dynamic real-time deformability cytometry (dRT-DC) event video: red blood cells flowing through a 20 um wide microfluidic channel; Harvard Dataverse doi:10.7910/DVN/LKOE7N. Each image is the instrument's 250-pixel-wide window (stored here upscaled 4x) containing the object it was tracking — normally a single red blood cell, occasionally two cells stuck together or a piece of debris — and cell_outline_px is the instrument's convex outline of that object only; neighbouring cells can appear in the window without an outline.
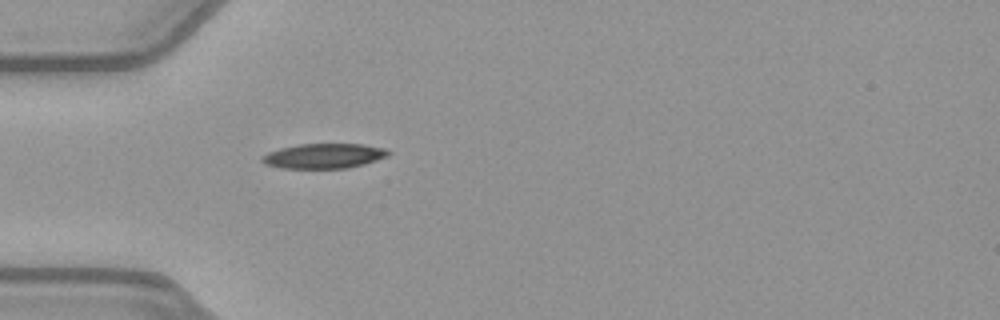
{"species": "common noctule bat (a hibernating species)", "species_latin": "Nyctalus noctula", "temperature_condition": "warm", "stored_images_in_passage": 32, "camera_frame_rate_fps": 3000, "um_per_image_px": 0.085, "animal": {"sex": "female", "body_mass_g": 21.9}, "frame": {"image": 1, "passage_image": 1, "time_ms": 0.0, "image_size_px": [1000, 320], "cell_outline_px": [[392, 152], [388, 156], [364, 164], [348, 168], [280, 168], [264, 164], [260, 160], [260, 156], [268, 152], [280, 148], [300, 144], [364, 144], [384, 148]], "centroid_in_image_um": [27.51, 13.25], "position_along_channel_um": 57.5, "area_um2": 18.44}}
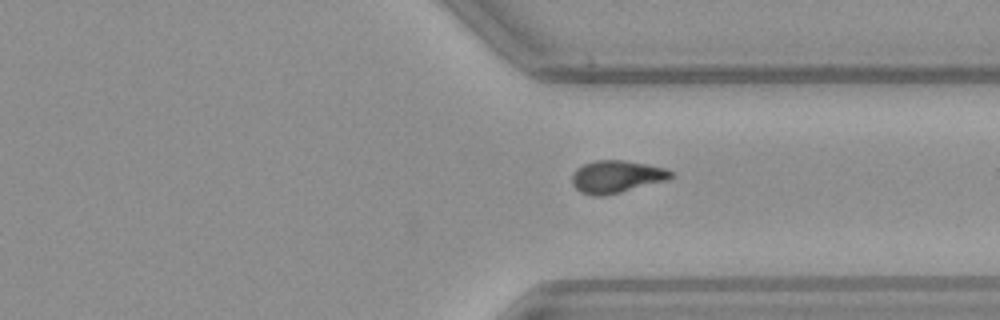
{"frame": {"image": 2, "passage_image": 24, "time_ms": 7.667, "image_size_px": [1000, 320], "cell_outline_px": [[672, 176], [664, 180], [620, 192], [604, 196], [592, 196], [580, 192], [572, 184], [572, 172], [576, 168], [584, 164], [596, 160], [624, 160], [664, 168], [672, 172]], "centroid_in_image_um": [52.31, 15.02], "position_along_channel_um": 359.1, "area_um2": 18.38}}
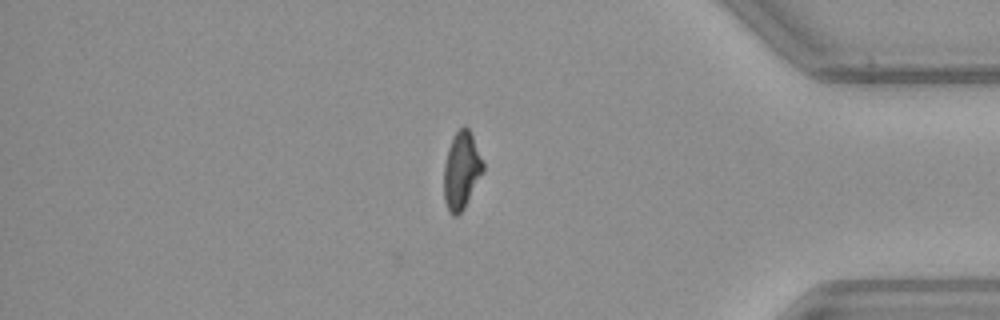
{"frame": {"image": 3, "passage_image": 29, "time_ms": 9.333, "image_size_px": [1000, 320], "cell_outline_px": [[484, 168], [464, 208], [456, 216], [452, 216], [448, 212], [444, 200], [444, 164], [448, 148], [452, 136], [464, 124], [468, 128], [472, 136], [484, 164]], "centroid_in_image_um": [39.19, 14.49], "position_along_channel_um": 396.0, "area_um2": 17.46}, "authors_computed_cell_mechanics": {"area_um2": 18.5538, "velocity_mm_per_s": 3.9805, "shape_relaxation_time_tau1_ms": 5.4958, "shape_relaxation_time_tau2_ms": 10.4875, "deformation_change_tau1": 0.1849, "deformation_change_tau2": 0.2046}}